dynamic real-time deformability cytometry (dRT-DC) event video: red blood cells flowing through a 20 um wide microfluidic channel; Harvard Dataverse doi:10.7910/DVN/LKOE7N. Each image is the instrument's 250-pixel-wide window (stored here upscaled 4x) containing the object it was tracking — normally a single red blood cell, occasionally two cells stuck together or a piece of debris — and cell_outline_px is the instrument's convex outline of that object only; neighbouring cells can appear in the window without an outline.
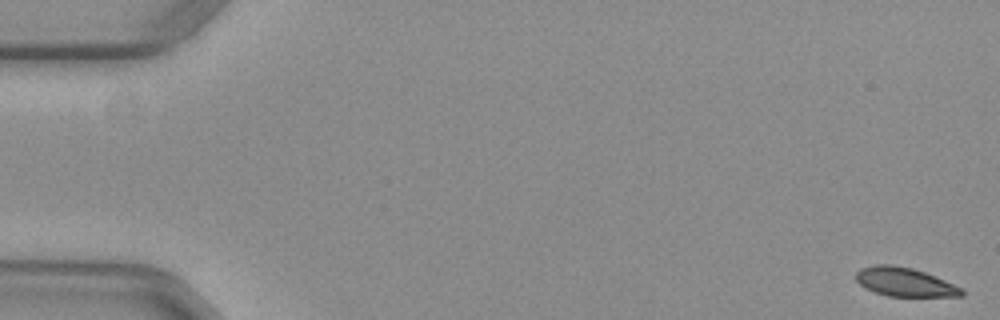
{"species": "common noctule bat (a hibernating species)", "species_latin": "Nyctalus noctula", "temperature_condition": "warm", "stored_images_in_passage": 53, "camera_frame_rate_fps": 3000, "um_per_image_px": 0.085, "animal": {"sex": "female", "body_mass_g": 29.2, "forearm_length_mm": 56.3}, "frame": {"image": 1, "passage_image": 1, "time_ms": 0.0, "image_size_px": [1000, 320], "cell_outline_px": [[964, 296], [888, 296], [864, 288], [856, 280], [856, 272], [860, 268], [876, 264], [892, 264], [912, 268], [936, 276], [964, 288]], "centroid_in_image_um": [76.91, 23.96], "position_along_channel_um": 8.1, "area_um2": 17.86}}
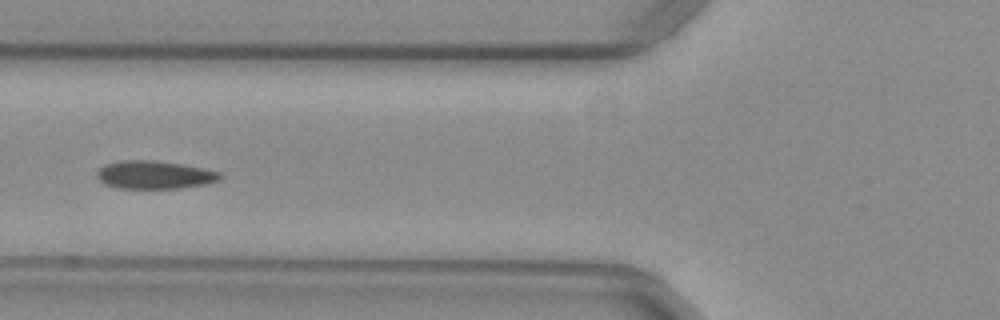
{"frame": {"image": 2, "passage_image": 21, "time_ms": 6.667, "image_size_px": [1000, 320], "cell_outline_px": [[224, 176], [220, 180], [204, 184], [180, 188], [116, 188], [104, 184], [96, 176], [96, 172], [104, 164], [120, 160], [156, 160], [184, 164], [204, 168], [220, 172]], "centroid_in_image_um": [13.13, 14.85], "position_along_channel_um": 112.7, "area_um2": 20.4}}
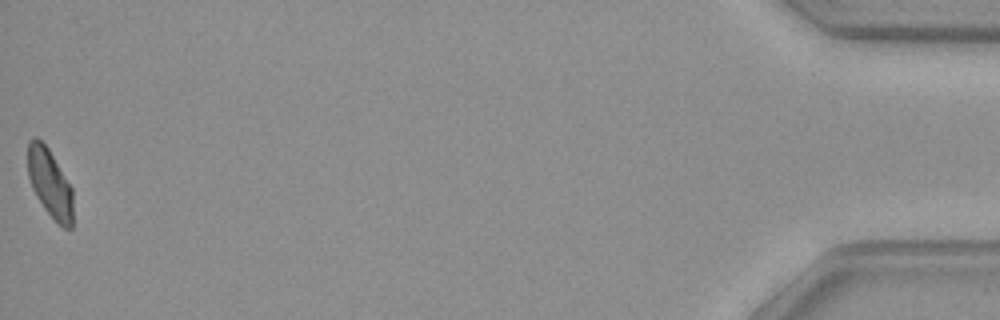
{"frame": {"image": 3, "passage_image": 53, "time_ms": 17.333, "image_size_px": [1000, 320], "cell_outline_px": [[72, 228], [64, 228], [44, 208], [36, 196], [32, 188], [28, 176], [28, 140], [32, 136], [36, 136], [48, 148], [72, 188]], "centroid_in_image_um": [4.22, 15.54], "position_along_channel_um": 431.0, "area_um2": 17.8}, "authors_computed_cell_mechanics": {"area_um2": 19.2474, "velocity_mm_per_s": 3.9443, "shape_relaxation_time_tau1_ms": 6.4648, "shape_relaxation_time_tau2_ms": 2.7078, "deformation_change_tau1": 0.1347, "deformation_change_tau2": 0.0519}}